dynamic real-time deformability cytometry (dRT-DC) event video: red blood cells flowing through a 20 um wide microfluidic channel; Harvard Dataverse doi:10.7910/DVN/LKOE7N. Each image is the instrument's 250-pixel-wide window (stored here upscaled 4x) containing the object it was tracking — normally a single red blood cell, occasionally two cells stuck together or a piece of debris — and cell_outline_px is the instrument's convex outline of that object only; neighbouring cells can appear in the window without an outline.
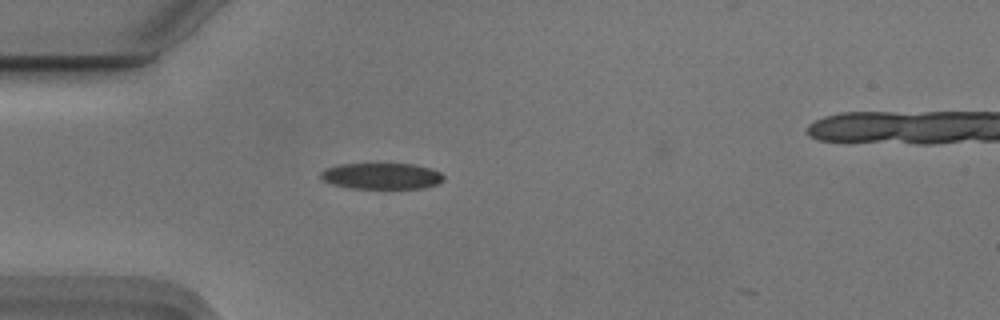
{"species": "Egyptian fruit bat (a non-hibernating species)", "species_latin": "Rousettus aegyptiacus", "temperature_condition": "cold", "stored_images_in_passage": 2, "camera_frame_rate_fps": 3000, "um_per_image_px": 0.085, "animal": {"sex": "male"}, "frame": {"image": 1, "passage_image": 1, "time_ms": 0.0, "image_size_px": [1000, 320], "cell_outline_px": [[444, 180], [440, 184], [424, 188], [352, 188], [332, 184], [324, 180], [320, 176], [320, 172], [328, 168], [340, 164], [416, 164], [432, 168], [440, 172], [444, 176]], "centroid_in_image_um": [32.51, 14.96], "position_along_channel_um": 52.5, "area_um2": 18.79}}